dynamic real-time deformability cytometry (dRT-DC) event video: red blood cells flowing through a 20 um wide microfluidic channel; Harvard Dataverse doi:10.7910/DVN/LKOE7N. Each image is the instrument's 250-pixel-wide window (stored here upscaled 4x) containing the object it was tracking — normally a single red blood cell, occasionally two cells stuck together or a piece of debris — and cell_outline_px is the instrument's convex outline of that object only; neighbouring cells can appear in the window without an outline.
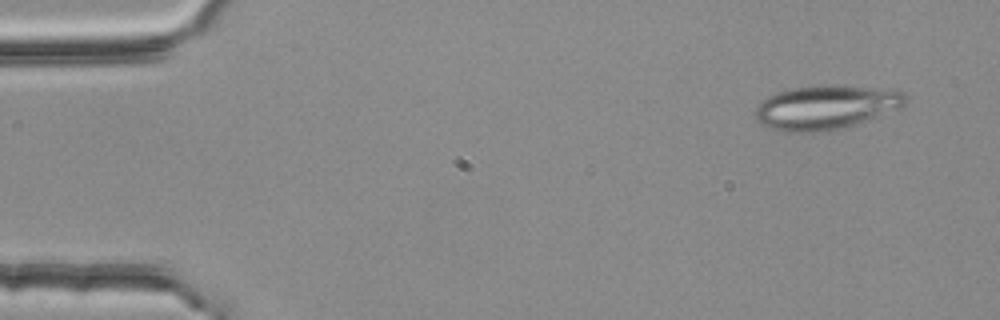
{"species": "common noctule bat (a hibernating species)", "species_latin": "Nyctalus noctula", "temperature_condition": "room temperature", "stored_images_in_passage": 3, "camera_frame_rate_fps": 3000, "um_per_image_px": 0.085, "animal": {"sex": "female", "body_mass_g": 25.1}, "frame": {"image": 1, "passage_image": 1, "time_ms": 0.0, "image_size_px": [1000, 320], "cell_outline_px": [[908, 100], [900, 108], [840, 128], [820, 132], [780, 132], [768, 128], [760, 124], [756, 120], [756, 108], [760, 100], [776, 92], [792, 88], [812, 84], [840, 84], [900, 88], [904, 92]], "centroid_in_image_um": [70.21, 9.07], "position_along_channel_um": 14.8, "area_um2": 39.59}}